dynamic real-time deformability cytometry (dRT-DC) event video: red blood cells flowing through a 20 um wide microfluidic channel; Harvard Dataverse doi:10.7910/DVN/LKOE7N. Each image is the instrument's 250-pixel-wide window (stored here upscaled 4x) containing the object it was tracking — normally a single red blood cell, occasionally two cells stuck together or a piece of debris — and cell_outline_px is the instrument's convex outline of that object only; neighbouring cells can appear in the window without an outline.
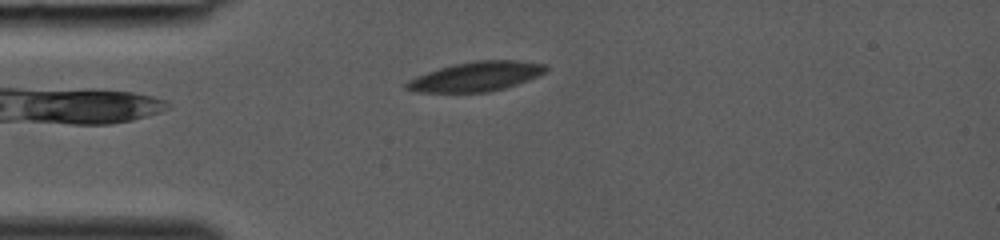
{"species": "common noctule bat (a hibernating species)", "species_latin": "Nyctalus noctula", "temperature_condition": "room temperature", "stored_images_in_passage": 30, "camera_frame_rate_fps": 3000, "um_per_image_px": 0.085, "animal": {"sex": "female", "body_mass_g": 19.0, "forearm_length_mm": 53.3}, "frame": {"image": 1, "passage_image": 1, "time_ms": 0.0, "image_size_px": [1000, 240], "cell_outline_px": [[548, 68], [544, 72], [528, 80], [504, 88], [488, 92], [416, 92], [404, 88], [404, 84], [408, 80], [416, 76], [452, 64], [476, 60], [516, 60], [548, 64]], "centroid_in_image_um": [40.46, 6.49], "position_along_channel_um": 44.5, "area_um2": 23.93}}
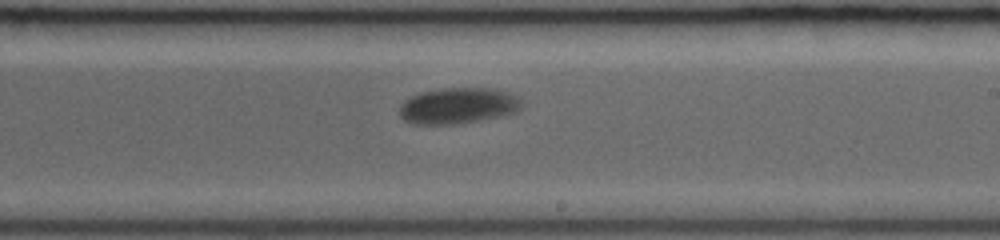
{"frame": {"image": 2, "passage_image": 15, "time_ms": 4.667, "image_size_px": [1000, 240], "cell_outline_px": [[520, 108], [516, 112], [500, 116], [480, 120], [456, 124], [412, 124], [404, 120], [400, 116], [400, 104], [404, 100], [420, 92], [444, 88], [496, 88], [508, 92], [516, 96], [520, 100]], "centroid_in_image_um": [38.91, 8.98], "position_along_channel_um": 250.1, "area_um2": 25.66}}
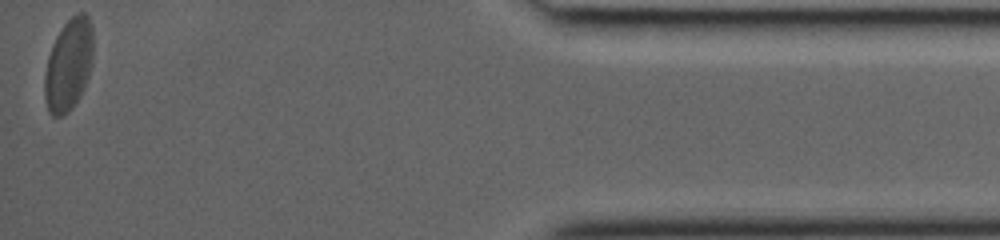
{"frame": {"image": 3, "passage_image": 30, "time_ms": 9.667, "image_size_px": [1000, 240], "cell_outline_px": [[92, 60], [88, 76], [84, 88], [80, 96], [72, 108], [68, 112], [60, 116], [52, 116], [48, 112], [44, 96], [44, 76], [48, 56], [52, 44], [56, 36], [64, 24], [76, 12], [84, 12], [88, 16], [92, 24]], "centroid_in_image_um": [5.82, 5.5], "position_along_channel_um": 429.4, "area_um2": 26.18}}